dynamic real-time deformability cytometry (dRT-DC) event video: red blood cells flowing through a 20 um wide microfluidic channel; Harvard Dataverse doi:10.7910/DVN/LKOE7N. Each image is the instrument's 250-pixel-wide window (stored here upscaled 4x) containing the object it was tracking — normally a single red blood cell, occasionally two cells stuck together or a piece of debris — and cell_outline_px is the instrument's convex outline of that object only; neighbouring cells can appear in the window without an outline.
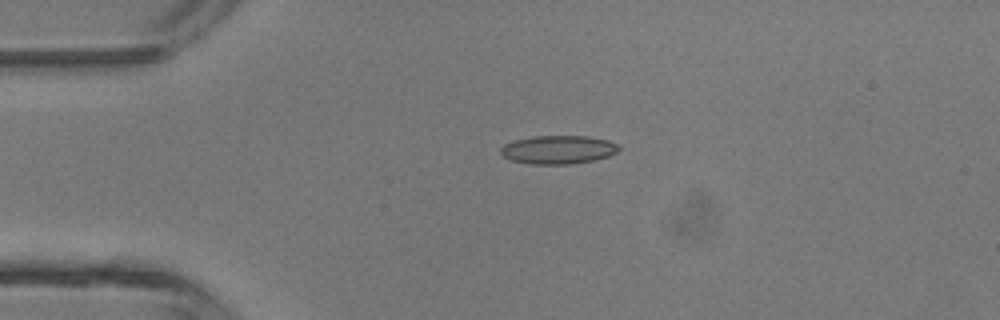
{"species": "common noctule bat (a hibernating species)", "species_latin": "Nyctalus noctula", "temperature_condition": "room temperature", "stored_images_in_passage": 3, "camera_frame_rate_fps": 3000, "um_per_image_px": 0.085, "animal": {"sex": "male", "body_mass_g": 13.3}, "frame": {"image": 1, "passage_image": 3, "time_ms": 2.333, "image_size_px": [1000, 320], "cell_outline_px": [[620, 148], [616, 152], [608, 156], [596, 160], [572, 164], [528, 164], [512, 160], [504, 156], [500, 152], [500, 148], [504, 144], [516, 140], [532, 136], [588, 136], [608, 140], [616, 144]], "centroid_in_image_um": [47.45, 12.72], "position_along_channel_um": 37.6, "area_um2": 19.59}}